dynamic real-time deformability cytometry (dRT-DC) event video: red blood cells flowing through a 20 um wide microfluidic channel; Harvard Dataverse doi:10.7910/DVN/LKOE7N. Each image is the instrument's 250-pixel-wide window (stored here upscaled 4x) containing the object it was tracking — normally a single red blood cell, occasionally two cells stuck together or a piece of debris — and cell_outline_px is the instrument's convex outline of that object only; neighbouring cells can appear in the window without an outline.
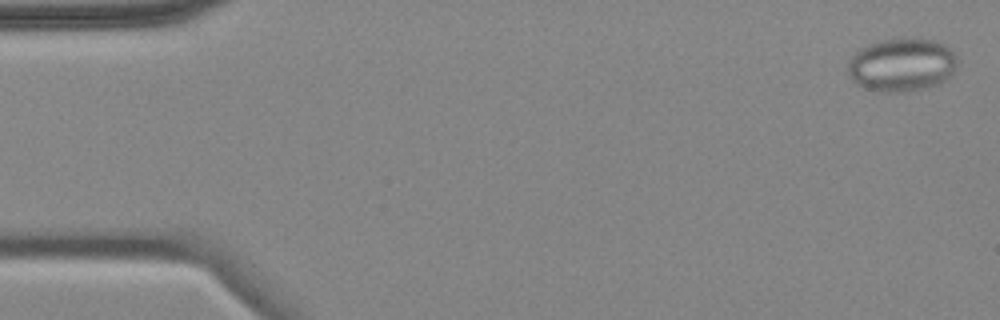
{"species": "common noctule bat (a hibernating species)", "species_latin": "Nyctalus noctula", "temperature_condition": "cold", "stored_images_in_passage": 2, "segment_of_instrument_passage": [2, 2], "camera_frame_rate_fps": 3000, "um_per_image_px": 0.085, "animal": {"sex": "female", "body_mass_g": 18.4}, "frame": {"image": 1, "passage_image": 2, "time_ms": 1.0, "image_size_px": [1000, 320], "cell_outline_px": [[956, 64], [952, 72], [944, 80], [936, 84], [924, 88], [868, 88], [856, 84], [852, 80], [848, 72], [848, 60], [860, 48], [868, 44], [884, 40], [908, 36], [936, 40], [944, 44], [956, 56]], "centroid_in_image_um": [76.65, 5.41], "position_along_channel_um": 8.4, "area_um2": 32.95}}